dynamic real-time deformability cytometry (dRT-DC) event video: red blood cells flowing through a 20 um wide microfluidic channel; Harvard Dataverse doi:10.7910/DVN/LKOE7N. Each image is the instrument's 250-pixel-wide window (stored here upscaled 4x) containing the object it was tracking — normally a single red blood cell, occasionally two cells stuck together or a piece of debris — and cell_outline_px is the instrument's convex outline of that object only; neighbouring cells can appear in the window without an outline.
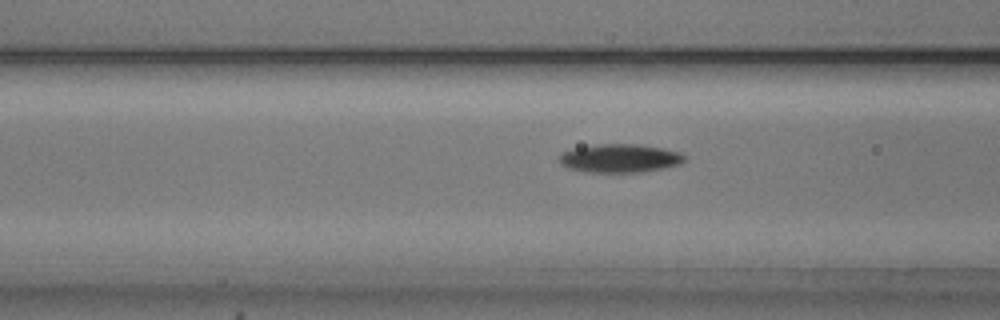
{"species": "common noctule bat (a hibernating species)", "species_latin": "Nyctalus noctula", "temperature_condition": "cold", "stored_images_in_passage": 51, "camera_frame_rate_fps": 3000, "um_per_image_px": 0.085, "animal": {"sex": "male", "body_mass_g": 20.5, "forearm_length_mm": 52.5}, "frame": {"image": 1, "passage_image": 18, "time_ms": 5.667, "image_size_px": [1000, 320], "cell_outline_px": [[684, 160], [680, 164], [664, 168], [644, 172], [588, 172], [568, 168], [560, 164], [560, 156], [564, 152], [576, 148], [600, 144], [640, 144], [664, 148], [680, 152], [684, 156]], "centroid_in_image_um": [52.72, 13.45], "position_along_channel_um": 113.9, "area_um2": 20.69}}
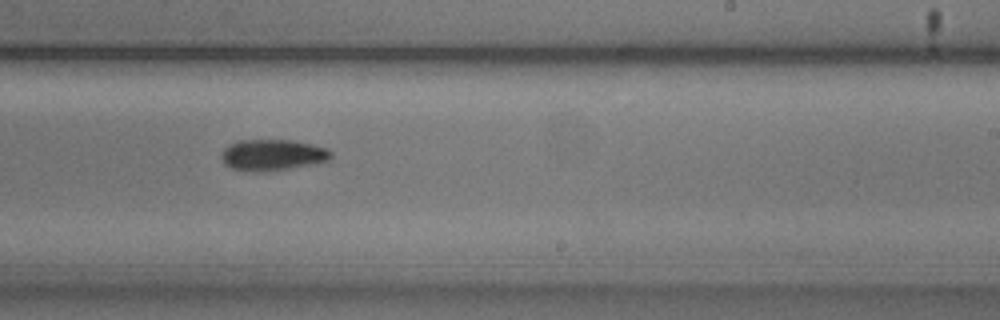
{"frame": {"image": 2, "passage_image": 30, "time_ms": 9.667, "image_size_px": [1000, 320], "cell_outline_px": [[332, 156], [328, 160], [312, 164], [288, 168], [232, 168], [224, 164], [220, 156], [224, 148], [228, 144], [240, 140], [292, 140], [312, 144], [328, 148], [332, 152]], "centroid_in_image_um": [23.2, 13.1], "position_along_channel_um": 265.8, "area_um2": 19.02}}
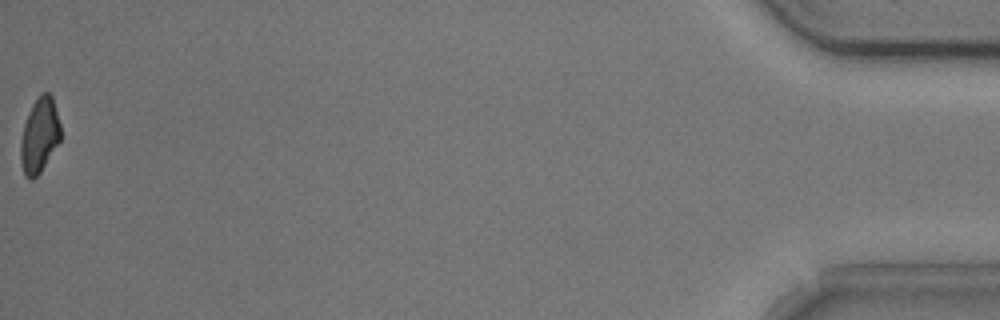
{"frame": {"image": 3, "passage_image": 51, "time_ms": 16.667, "image_size_px": [1000, 320], "cell_outline_px": [[60, 140], [40, 172], [32, 180], [28, 180], [24, 176], [20, 160], [20, 140], [24, 124], [28, 112], [32, 104], [40, 92], [48, 92], [52, 96], [60, 124]], "centroid_in_image_um": [3.33, 11.5], "position_along_channel_um": 431.9, "area_um2": 17.51}, "authors_computed_cell_mechanics": {"area_um2": 18.9584, "velocity_mm_per_s": 3.8047, "shape_relaxation_time_tau1_ms": 2.5058, "shape_relaxation_time_tau2_ms": null, "deformation_change_tau1": 0.0981, "deformation_change_tau2": null}}